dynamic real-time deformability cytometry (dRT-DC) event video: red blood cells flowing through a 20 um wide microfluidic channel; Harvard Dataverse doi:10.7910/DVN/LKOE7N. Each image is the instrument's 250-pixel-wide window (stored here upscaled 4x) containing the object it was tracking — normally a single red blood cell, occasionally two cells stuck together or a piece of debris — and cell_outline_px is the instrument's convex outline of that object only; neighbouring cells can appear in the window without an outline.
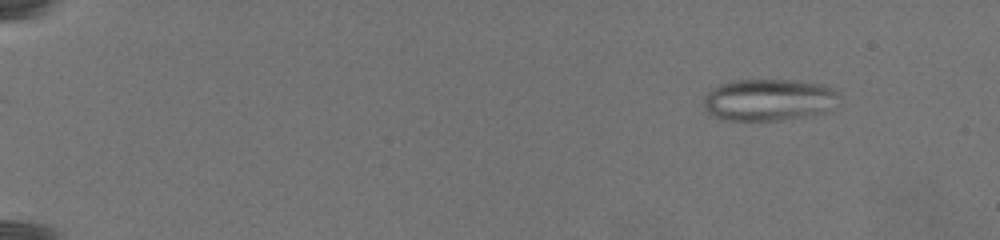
{"species": "common noctule bat (a hibernating species)", "species_latin": "Nyctalus noctula", "temperature_condition": "warm", "stored_images_in_passage": 66, "camera_frame_rate_fps": 3000, "um_per_image_px": 0.085, "animal": {"sex": "female", "body_mass_g": 19.5, "forearm_length_mm": 54.1}, "frame": {"image": 1, "passage_image": 4, "time_ms": 2.667, "image_size_px": [1000, 240], "cell_outline_px": [[840, 104], [828, 112], [780, 120], [724, 120], [708, 112], [704, 108], [704, 96], [716, 84], [732, 80], [800, 80], [820, 84], [832, 88], [840, 92]], "centroid_in_image_um": [65.4, 8.47], "position_along_channel_um": 19.6, "area_um2": 33.64}}
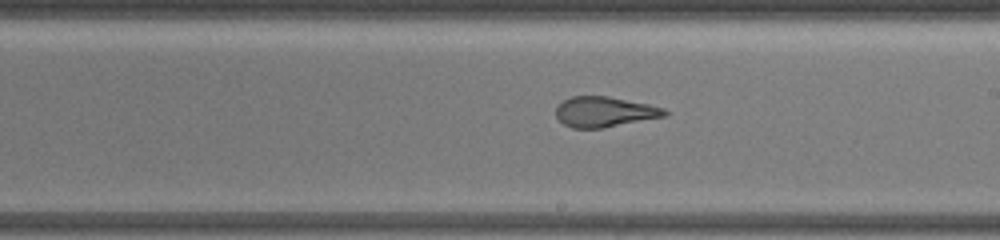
{"frame": {"image": 2, "passage_image": 38, "time_ms": 16.0, "image_size_px": [1000, 240], "cell_outline_px": [[668, 116], [604, 128], [572, 128], [564, 124], [556, 116], [556, 108], [564, 100], [572, 96], [608, 96], [648, 104], [664, 108], [668, 112]], "centroid_in_image_um": [51.42, 9.51], "position_along_channel_um": 237.6, "area_um2": 19.25}}
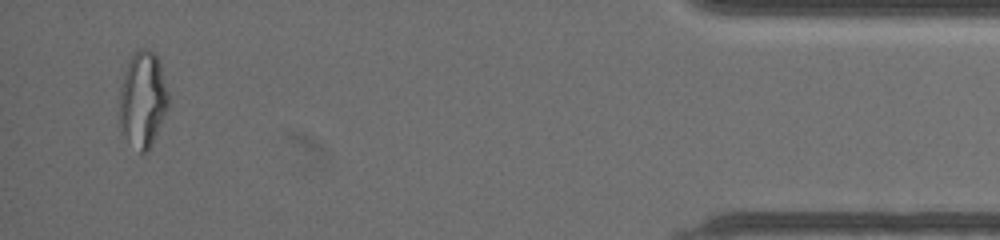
{"frame": {"image": 3, "passage_image": 63, "time_ms": 25.0, "image_size_px": [1000, 240], "cell_outline_px": [[168, 108], [152, 144], [148, 152], [140, 152], [128, 140], [120, 124], [120, 88], [124, 72], [128, 60], [140, 48], [152, 48], [160, 60], [168, 92]], "centroid_in_image_um": [12.16, 8.4], "position_along_channel_um": 423.0, "area_um2": 27.34}}